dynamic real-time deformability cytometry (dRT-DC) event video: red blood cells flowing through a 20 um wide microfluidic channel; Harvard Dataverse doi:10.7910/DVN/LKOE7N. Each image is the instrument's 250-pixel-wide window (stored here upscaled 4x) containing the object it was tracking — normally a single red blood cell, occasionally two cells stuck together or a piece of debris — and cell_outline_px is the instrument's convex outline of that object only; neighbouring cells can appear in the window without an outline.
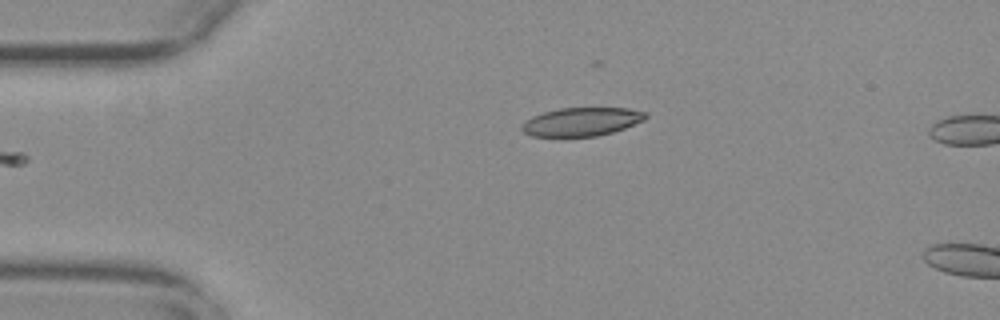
{"species": "common noctule bat (a hibernating species)", "species_latin": "Nyctalus noctula", "temperature_condition": "warm", "stored_images_in_passage": 28, "camera_frame_rate_fps": 3000, "um_per_image_px": 0.085, "animal": {"sex": "female", "body_mass_g": 29.2, "forearm_length_mm": 56.3}, "frame": {"image": 1, "passage_image": 1, "time_ms": 0.0, "image_size_px": [1000, 320], "cell_outline_px": [[648, 116], [644, 120], [624, 128], [612, 132], [596, 136], [532, 136], [524, 132], [520, 128], [520, 124], [524, 120], [532, 116], [544, 112], [560, 108], [628, 108], [648, 112]], "centroid_in_image_um": [49.42, 10.34], "position_along_channel_um": 35.6, "area_um2": 20.58}}
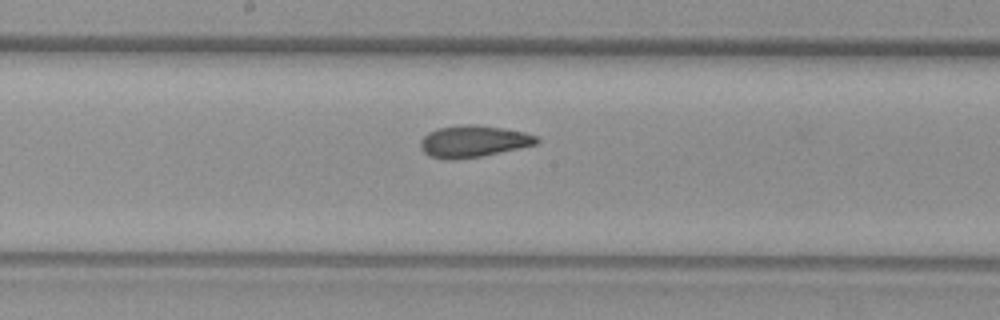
{"frame": {"image": 2, "passage_image": 18, "time_ms": 5.667, "image_size_px": [1000, 320], "cell_outline_px": [[540, 140], [536, 144], [480, 156], [452, 160], [448, 160], [428, 156], [420, 148], [420, 140], [428, 132], [436, 128], [460, 124], [476, 124], [504, 128], [524, 132], [536, 136]], "centroid_in_image_um": [40.18, 12.0], "position_along_channel_um": 208.0, "area_um2": 21.56}}
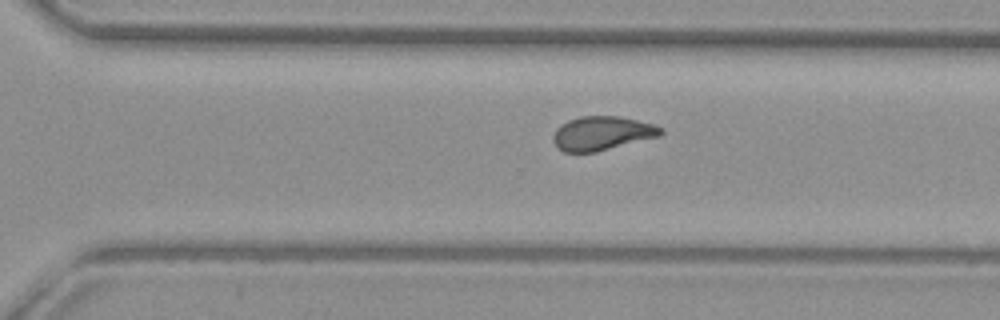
{"frame": {"image": 3, "passage_image": 27, "time_ms": 8.667, "image_size_px": [1000, 320], "cell_outline_px": [[664, 132], [660, 136], [596, 152], [564, 152], [556, 148], [552, 140], [552, 136], [556, 128], [560, 124], [568, 120], [580, 116], [620, 116], [652, 124], [664, 128]], "centroid_in_image_um": [51.14, 11.33], "position_along_channel_um": 319.5, "area_um2": 21.5}}